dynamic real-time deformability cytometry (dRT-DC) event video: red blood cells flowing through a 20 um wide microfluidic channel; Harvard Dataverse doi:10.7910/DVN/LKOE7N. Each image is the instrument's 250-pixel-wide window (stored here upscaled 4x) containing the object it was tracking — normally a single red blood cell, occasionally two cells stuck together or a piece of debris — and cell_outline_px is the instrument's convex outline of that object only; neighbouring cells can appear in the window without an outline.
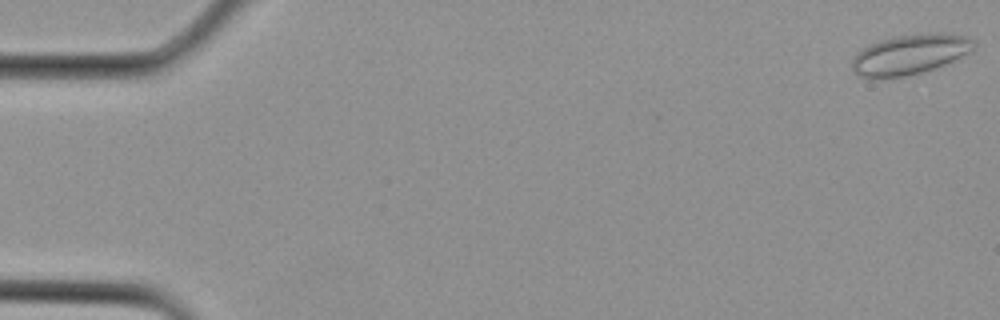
{"species": "Egyptian fruit bat (a non-hibernating species)", "species_latin": "Rousettus aegyptiacus", "temperature_condition": "cold", "stored_images_in_passage": 2, "camera_frame_rate_fps": 3000, "um_per_image_px": 0.085, "animal": {"sex": "female"}, "frame": {"image": 1, "passage_image": 2, "time_ms": 0.333, "image_size_px": [1000, 320], "cell_outline_px": [[976, 44], [972, 52], [944, 64], [908, 76], [876, 80], [868, 80], [860, 76], [852, 68], [852, 60], [868, 44], [880, 40], [896, 36], [932, 32], [944, 32], [964, 36], [972, 40]], "centroid_in_image_um": [77.33, 4.64], "position_along_channel_um": 7.7, "area_um2": 28.67}}